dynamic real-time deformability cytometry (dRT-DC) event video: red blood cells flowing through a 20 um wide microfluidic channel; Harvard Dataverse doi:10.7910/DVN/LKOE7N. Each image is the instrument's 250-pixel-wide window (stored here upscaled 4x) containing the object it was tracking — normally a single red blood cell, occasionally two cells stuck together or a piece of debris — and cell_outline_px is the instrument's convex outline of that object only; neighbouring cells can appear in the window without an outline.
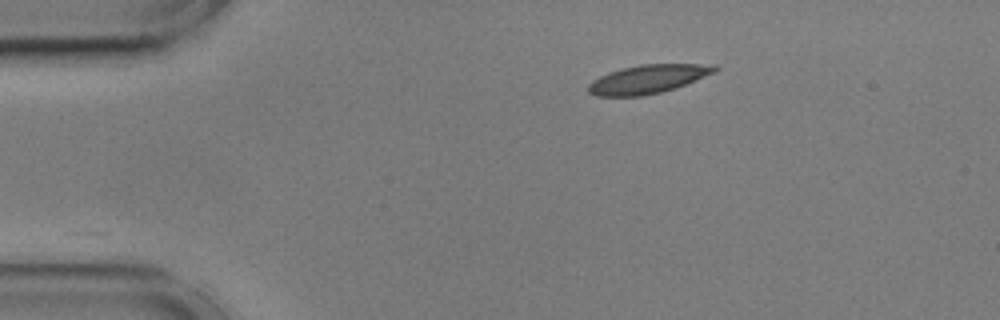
{"species": "common noctule bat (a hibernating species)", "species_latin": "Nyctalus noctula", "temperature_condition": "cold", "stored_images_in_passage": 5, "camera_frame_rate_fps": 3000, "um_per_image_px": 0.085, "animal": {"sex": "male", "body_mass_g": 17.9, "forearm_length_mm": 54.2}, "frame": {"image": 1, "passage_image": 1, "time_ms": 0.0, "image_size_px": [1000, 320], "cell_outline_px": [[720, 68], [716, 72], [676, 88], [660, 92], [640, 96], [596, 96], [588, 92], [588, 84], [592, 80], [608, 72], [640, 64], [716, 64]], "centroid_in_image_um": [55.1, 6.72], "position_along_channel_um": 29.9, "area_um2": 21.15}}